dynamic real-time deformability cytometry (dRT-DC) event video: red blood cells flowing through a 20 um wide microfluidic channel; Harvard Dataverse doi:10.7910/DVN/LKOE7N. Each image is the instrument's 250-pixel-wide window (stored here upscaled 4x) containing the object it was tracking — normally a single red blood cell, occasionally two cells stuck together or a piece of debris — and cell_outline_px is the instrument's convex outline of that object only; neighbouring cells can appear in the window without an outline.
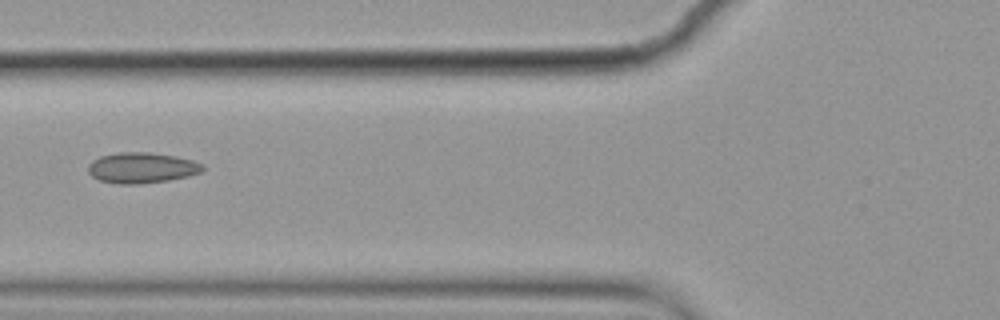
{"species": "common noctule bat (a hibernating species)", "species_latin": "Nyctalus noctula", "temperature_condition": "cold", "stored_images_in_passage": 8, "camera_frame_rate_fps": 3000, "um_per_image_px": 0.085, "animal": {"sex": "female", "body_mass_g": 19.9}, "frame": {"image": 1, "passage_image": 6, "time_ms": 1.667, "image_size_px": [1000, 320], "cell_outline_px": [[204, 168], [200, 172], [188, 176], [168, 180], [140, 184], [120, 184], [100, 180], [92, 176], [88, 172], [88, 164], [92, 160], [100, 156], [120, 152], [148, 152], [176, 156], [192, 160], [204, 164]], "centroid_in_image_um": [12.04, 14.26], "position_along_channel_um": 113.8, "area_um2": 20.46}}
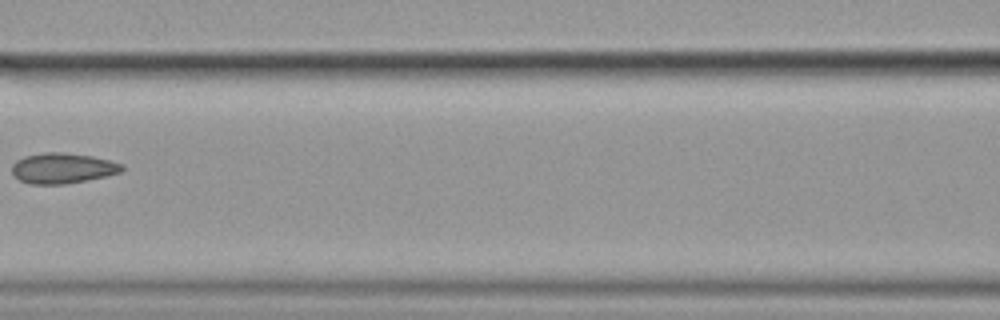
{"frame": {"image": 2, "passage_image": 7, "time_ms": 2.0, "image_size_px": [1000, 320], "cell_outline_px": [[124, 168], [120, 172], [88, 180], [64, 184], [32, 184], [20, 180], [12, 176], [12, 164], [16, 160], [24, 156], [44, 152], [60, 152], [92, 156], [124, 164]], "centroid_in_image_um": [5.29, 14.29], "position_along_channel_um": 161.3, "area_um2": 19.54}}
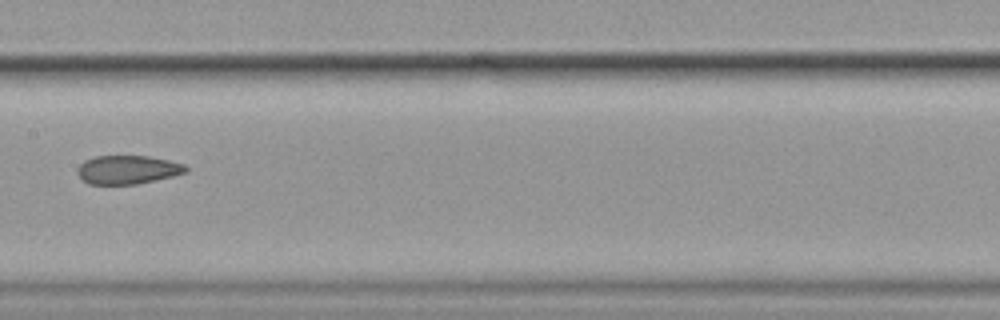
{"frame": {"image": 3, "passage_image": 8, "time_ms": 2.333, "image_size_px": [1000, 320], "cell_outline_px": [[188, 172], [172, 176], [136, 184], [88, 184], [76, 172], [76, 168], [84, 160], [96, 156], [148, 156], [168, 160], [184, 164], [188, 168]], "centroid_in_image_um": [10.84, 14.42], "position_along_channel_um": 196.6, "area_um2": 18.03}}